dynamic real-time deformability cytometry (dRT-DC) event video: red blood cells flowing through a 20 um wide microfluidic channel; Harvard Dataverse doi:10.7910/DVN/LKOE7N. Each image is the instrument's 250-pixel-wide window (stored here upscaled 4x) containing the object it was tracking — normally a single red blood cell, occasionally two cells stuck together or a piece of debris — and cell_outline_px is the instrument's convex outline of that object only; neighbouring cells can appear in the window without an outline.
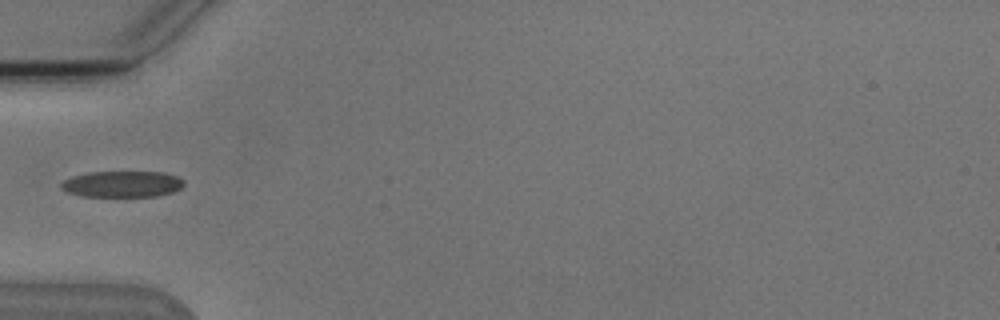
{"species": "Egyptian fruit bat (a non-hibernating species)", "species_latin": "Rousettus aegyptiacus", "temperature_condition": "cold", "stored_images_in_passage": 5, "segment_of_instrument_passage": [2, 2], "camera_frame_rate_fps": 3000, "um_per_image_px": 0.085, "animal": {"sex": "male"}, "frame": {"image": 1, "passage_image": 5, "time_ms": 5.333, "image_size_px": [1000, 320], "cell_outline_px": [[184, 184], [180, 188], [172, 192], [156, 196], [80, 196], [68, 192], [60, 188], [60, 184], [64, 180], [72, 176], [88, 172], [164, 172], [176, 176], [184, 180]], "centroid_in_image_um": [10.37, 15.64], "position_along_channel_um": 74.6, "area_um2": 18.73}}